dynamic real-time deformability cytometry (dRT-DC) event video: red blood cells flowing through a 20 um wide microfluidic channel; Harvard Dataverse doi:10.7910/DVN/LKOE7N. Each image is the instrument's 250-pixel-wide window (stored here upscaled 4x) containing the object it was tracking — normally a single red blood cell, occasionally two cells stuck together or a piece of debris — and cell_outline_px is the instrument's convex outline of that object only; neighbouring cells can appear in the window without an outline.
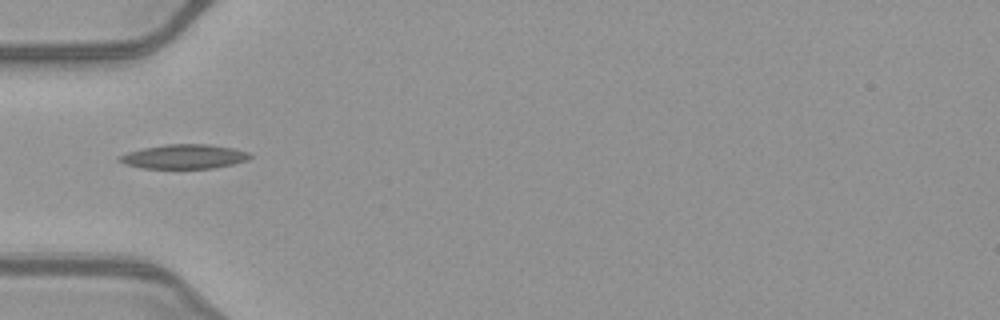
{"species": "common noctule bat (a hibernating species)", "species_latin": "Nyctalus noctula", "temperature_condition": "warm", "stored_images_in_passage": 35, "camera_frame_rate_fps": 3000, "um_per_image_px": 0.085, "animal": {"sex": "female", "body_mass_g": 21.9}, "frame": {"image": 1, "passage_image": 1, "time_ms": 0.0, "image_size_px": [1000, 320], "cell_outline_px": [[252, 156], [248, 160], [232, 164], [212, 168], [144, 168], [124, 164], [116, 160], [116, 156], [128, 152], [144, 148], [164, 144], [208, 144], [232, 148], [248, 152]], "centroid_in_image_um": [15.61, 13.3], "position_along_channel_um": 69.4, "area_um2": 18.5}}
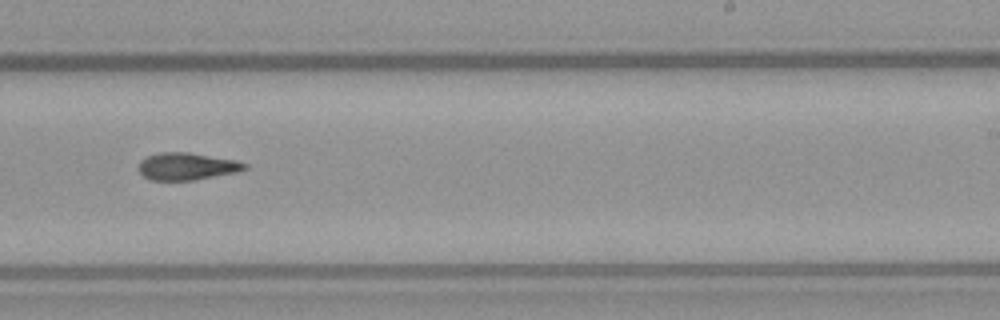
{"frame": {"image": 2, "passage_image": 16, "time_ms": 5.0, "image_size_px": [1000, 320], "cell_outline_px": [[248, 168], [236, 172], [196, 180], [148, 180], [136, 168], [140, 160], [148, 156], [160, 152], [188, 152], [236, 160], [248, 164]], "centroid_in_image_um": [15.86, 14.14], "position_along_channel_um": 273.1, "area_um2": 16.99}}
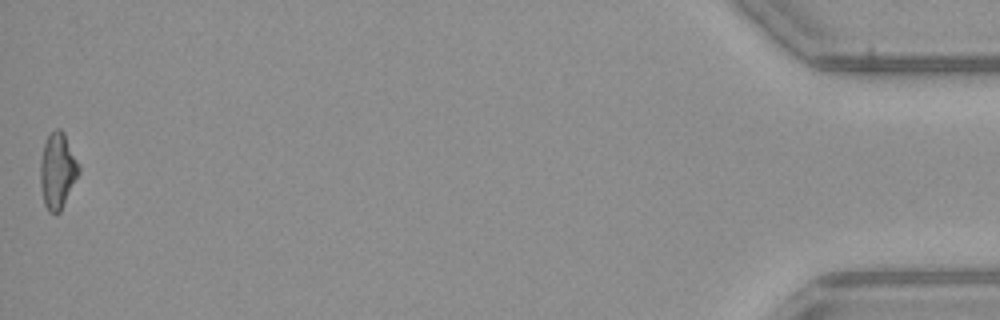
{"frame": {"image": 3, "passage_image": 35, "time_ms": 11.333, "image_size_px": [1000, 320], "cell_outline_px": [[80, 172], [60, 212], [56, 216], [48, 212], [44, 204], [40, 184], [40, 160], [44, 144], [48, 136], [56, 128], [60, 128], [64, 132], [80, 164]], "centroid_in_image_um": [4.9, 14.53], "position_along_channel_um": 430.3, "area_um2": 17.28}, "authors_computed_cell_mechanics": {"area_um2": 17.051, "velocity_mm_per_s": 4.0441, "shape_relaxation_time_tau1_ms": null, "shape_relaxation_time_tau2_ms": 8.6077, "deformation_change_tau1": null, "deformation_change_tau2": 0.2105}}